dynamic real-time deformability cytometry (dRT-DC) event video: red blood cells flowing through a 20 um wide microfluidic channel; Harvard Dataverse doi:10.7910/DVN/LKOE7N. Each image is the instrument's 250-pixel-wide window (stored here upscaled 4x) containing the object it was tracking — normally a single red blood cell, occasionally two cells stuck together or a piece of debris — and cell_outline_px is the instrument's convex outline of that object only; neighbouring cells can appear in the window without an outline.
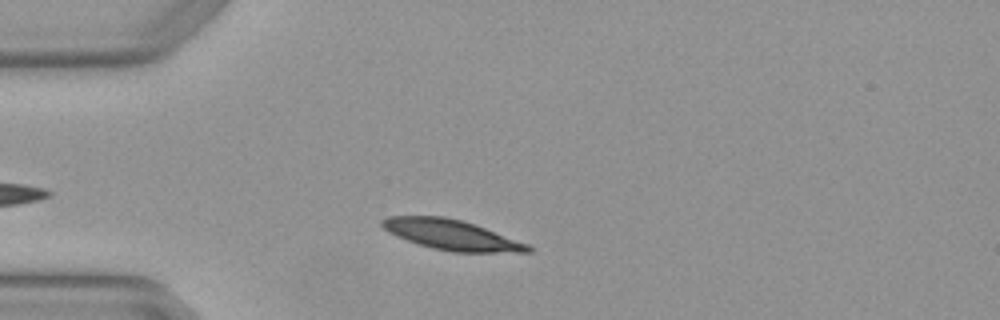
{"species": "Egyptian fruit bat (a non-hibernating species)", "species_latin": "Rousettus aegyptiacus", "temperature_condition": "warm", "stored_images_in_passage": 3, "camera_frame_rate_fps": 3000, "um_per_image_px": 0.085, "animal": {"sex": "female"}, "frame": {"image": 1, "passage_image": 1, "time_ms": 0.0, "image_size_px": [1000, 320], "cell_outline_px": [[532, 252], [452, 252], [432, 248], [396, 236], [388, 232], [380, 224], [380, 220], [388, 216], [444, 216], [476, 224], [528, 244], [532, 248]], "centroid_in_image_um": [38.37, 19.95], "position_along_channel_um": 46.6, "area_um2": 25.55}}